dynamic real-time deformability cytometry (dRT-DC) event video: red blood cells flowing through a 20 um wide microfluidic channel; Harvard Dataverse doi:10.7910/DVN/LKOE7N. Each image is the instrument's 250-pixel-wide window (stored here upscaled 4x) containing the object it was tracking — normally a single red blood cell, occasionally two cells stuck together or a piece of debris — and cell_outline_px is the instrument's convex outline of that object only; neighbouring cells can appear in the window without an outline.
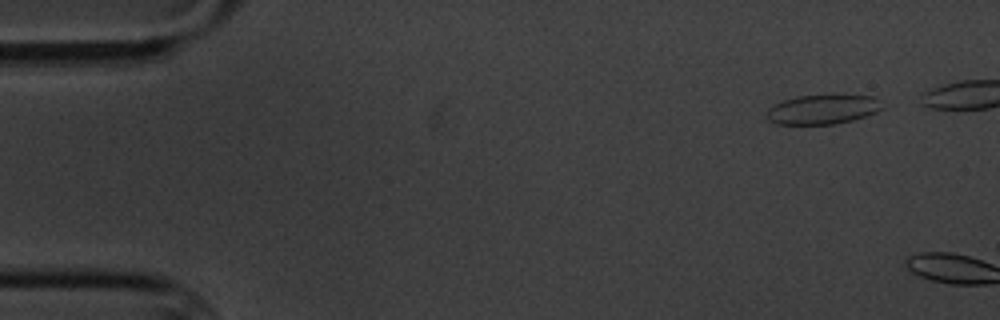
{"species": "common noctule bat (a hibernating species)", "species_latin": "Nyctalus noctula", "temperature_condition": "cold", "stored_images_in_passage": 2, "camera_frame_rate_fps": 3000, "um_per_image_px": 0.085, "animal": {"sex": "male", "body_mass_g": 20.1, "forearm_length_mm": 53.5}, "frame": {"image": 1, "passage_image": 1, "time_ms": 0.0, "image_size_px": [1000, 320], "cell_outline_px": [[884, 108], [876, 112], [852, 120], [832, 124], [776, 124], [768, 120], [764, 116], [768, 108], [784, 100], [796, 96], [828, 92], [832, 92], [872, 96]], "centroid_in_image_um": [69.9, 9.25], "position_along_channel_um": 15.1, "area_um2": 20.58}}